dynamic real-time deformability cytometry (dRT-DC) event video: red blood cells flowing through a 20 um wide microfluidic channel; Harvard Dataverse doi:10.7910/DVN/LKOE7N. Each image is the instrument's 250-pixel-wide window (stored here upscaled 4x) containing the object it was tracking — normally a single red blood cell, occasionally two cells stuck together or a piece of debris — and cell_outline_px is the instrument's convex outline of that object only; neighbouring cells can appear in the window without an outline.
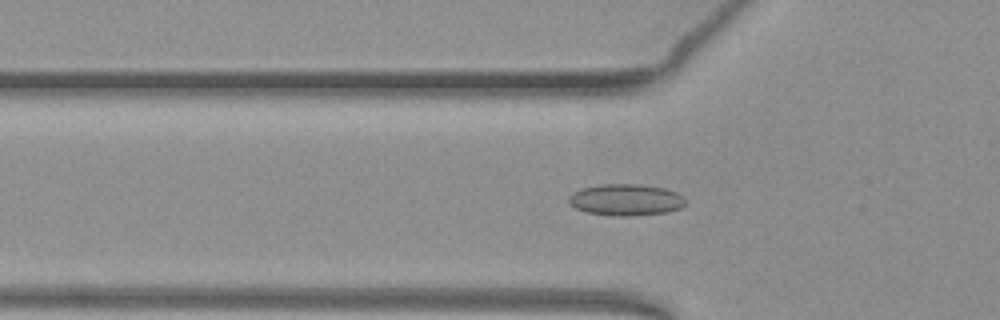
{"species": "common noctule bat (a hibernating species)", "species_latin": "Nyctalus noctula", "temperature_condition": "warm", "stored_images_in_passage": 53, "camera_frame_rate_fps": 3000, "um_per_image_px": 0.085, "animal": {"sex": "female", "body_mass_g": 19.3, "forearm_length_mm": 54.1}, "frame": {"image": 1, "passage_image": 18, "time_ms": 5.667, "image_size_px": [1000, 320], "cell_outline_px": [[688, 204], [680, 208], [668, 212], [628, 216], [620, 216], [584, 212], [576, 208], [568, 200], [568, 196], [584, 188], [600, 184], [640, 184], [664, 188], [676, 192], [684, 196], [688, 200]], "centroid_in_image_um": [53.27, 16.98], "position_along_channel_um": 72.5, "area_um2": 21.5}}
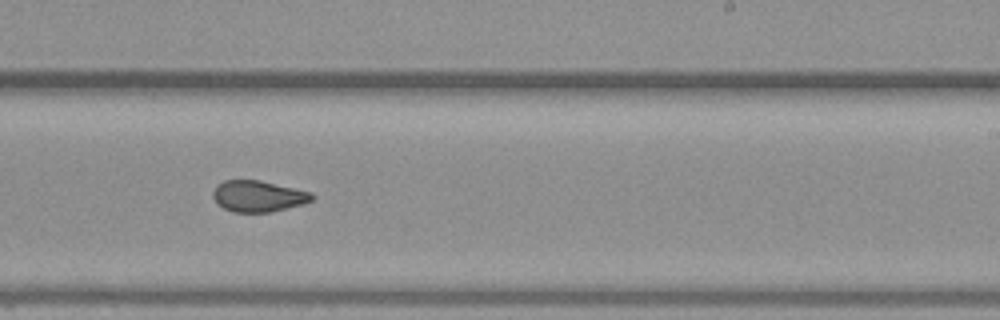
{"frame": {"image": 2, "passage_image": 33, "time_ms": 10.667, "image_size_px": [1000, 320], "cell_outline_px": [[316, 196], [312, 200], [304, 204], [272, 212], [232, 212], [216, 204], [212, 196], [212, 192], [216, 184], [224, 180], [260, 180], [312, 192]], "centroid_in_image_um": [21.94, 16.68], "position_along_channel_um": 267.1, "area_um2": 18.32}}
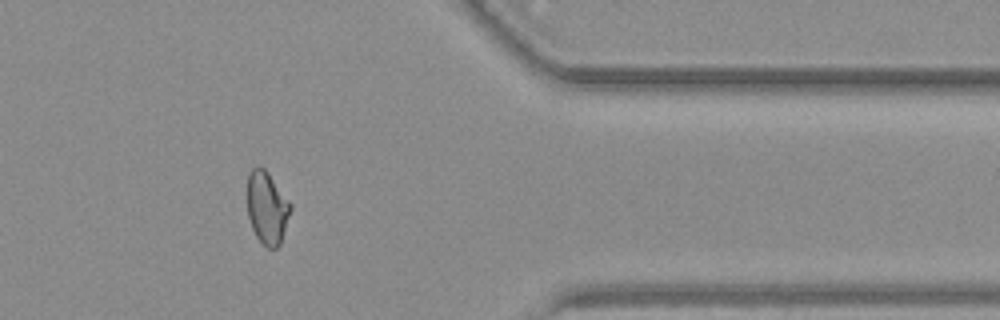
{"frame": {"image": 3, "passage_image": 44, "time_ms": 14.333, "image_size_px": [1000, 320], "cell_outline_px": [[292, 208], [280, 244], [276, 248], [268, 248], [256, 236], [252, 228], [248, 216], [248, 172], [256, 164], [264, 168], [268, 172], [292, 204]], "centroid_in_image_um": [22.7, 17.62], "position_along_channel_um": 388.7, "area_um2": 18.32}, "authors_computed_cell_mechanics": {"area_um2": 18.785, "velocity_mm_per_s": 3.8765, "shape_relaxation_time_tau1_ms": null, "shape_relaxation_time_tau2_ms": 1.4791, "deformation_change_tau1": null, "deformation_change_tau2": 0.0699}}